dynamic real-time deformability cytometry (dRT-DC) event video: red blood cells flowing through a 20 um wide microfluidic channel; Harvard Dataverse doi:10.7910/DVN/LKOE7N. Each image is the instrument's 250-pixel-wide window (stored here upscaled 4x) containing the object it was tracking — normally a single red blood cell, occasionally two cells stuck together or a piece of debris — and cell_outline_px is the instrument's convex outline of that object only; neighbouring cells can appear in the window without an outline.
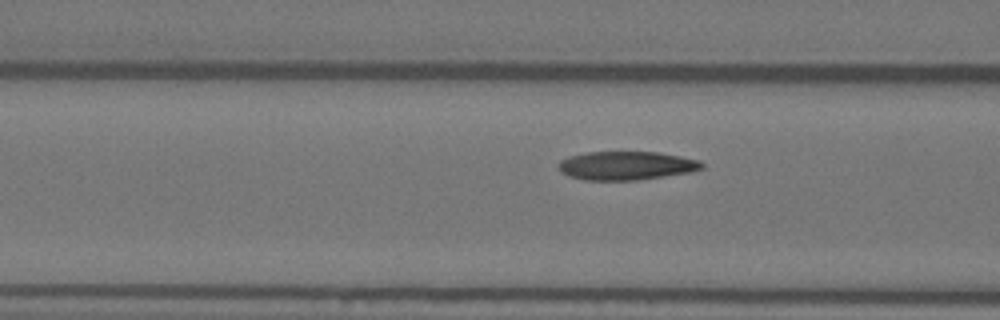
{"species": "Egyptian fruit bat (a non-hibernating species)", "species_latin": "Rousettus aegyptiacus", "temperature_condition": "warm", "stored_images_in_passage": 20, "camera_frame_rate_fps": 3000, "um_per_image_px": 0.085, "animal": {"sex": "female"}, "frame": {"image": 1, "passage_image": 17, "time_ms": 5.333, "image_size_px": [1000, 320], "cell_outline_px": [[704, 168], [688, 172], [636, 180], [584, 180], [568, 176], [560, 172], [556, 164], [560, 160], [568, 156], [588, 152], [656, 152], [680, 156], [700, 160], [704, 164]], "centroid_in_image_um": [53.18, 14.07], "position_along_channel_um": 113.4, "area_um2": 23.93}}